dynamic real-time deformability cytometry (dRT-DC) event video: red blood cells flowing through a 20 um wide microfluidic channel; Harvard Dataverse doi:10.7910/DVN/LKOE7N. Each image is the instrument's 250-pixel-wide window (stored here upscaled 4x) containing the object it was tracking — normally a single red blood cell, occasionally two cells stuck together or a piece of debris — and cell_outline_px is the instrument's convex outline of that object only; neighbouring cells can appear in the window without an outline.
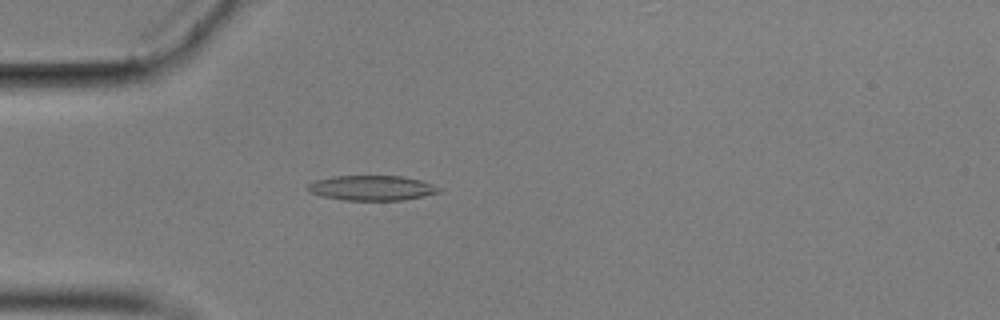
{"species": "common noctule bat (a hibernating species)", "species_latin": "Nyctalus noctula", "temperature_condition": "cold", "stored_images_in_passage": 56, "camera_frame_rate_fps": 3000, "um_per_image_px": 0.085, "animal": {"sex": "male", "body_mass_g": 17.9}, "frame": {"image": 1, "passage_image": 16, "time_ms": 5.0, "image_size_px": [1000, 320], "cell_outline_px": [[440, 192], [424, 196], [404, 200], [344, 200], [324, 196], [308, 192], [308, 184], [316, 180], [332, 176], [404, 176], [420, 180], [432, 184], [440, 188]], "centroid_in_image_um": [31.62, 15.97], "position_along_channel_um": 53.4, "area_um2": 19.02}}
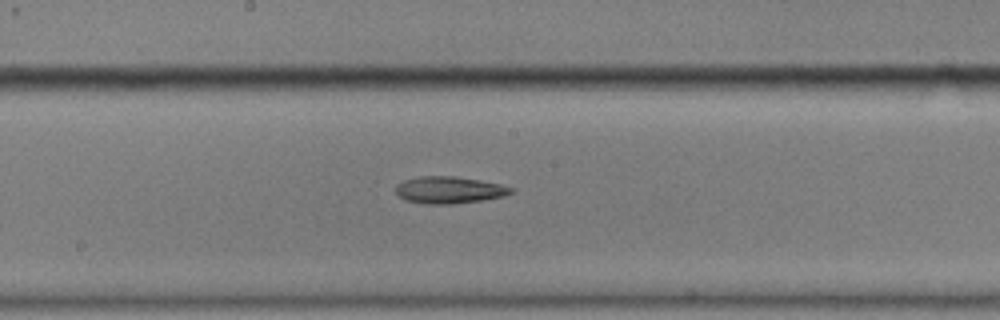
{"frame": {"image": 2, "passage_image": 30, "time_ms": 9.667, "image_size_px": [1000, 320], "cell_outline_px": [[516, 192], [504, 196], [480, 200], [452, 204], [428, 204], [404, 200], [396, 192], [396, 184], [404, 180], [420, 176], [456, 176], [480, 180], [500, 184], [512, 188]], "centroid_in_image_um": [38.18, 16.14], "position_along_channel_um": 210.0, "area_um2": 18.09}}
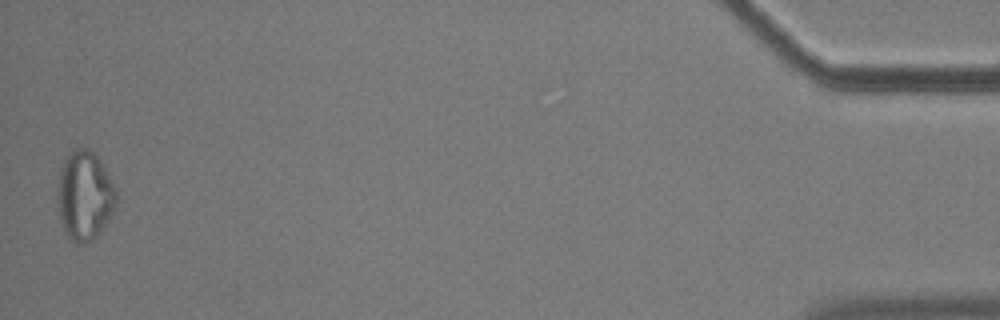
{"frame": {"image": 3, "passage_image": 56, "time_ms": 18.333, "image_size_px": [1000, 320], "cell_outline_px": [[116, 204], [104, 228], [92, 240], [80, 244], [76, 244], [64, 232], [60, 220], [60, 172], [64, 160], [76, 148], [88, 148], [100, 160], [116, 192]], "centroid_in_image_um": [7.22, 16.67], "position_along_channel_um": 428.0, "area_um2": 29.54}, "authors_computed_cell_mechanics": {"area_um2": 19.2474, "velocity_mm_per_s": 3.5239, "shape_relaxation_time_tau1_ms": null, "shape_relaxation_time_tau2_ms": 8.6977, "deformation_change_tau1": null, "deformation_change_tau2": 0.2218}}